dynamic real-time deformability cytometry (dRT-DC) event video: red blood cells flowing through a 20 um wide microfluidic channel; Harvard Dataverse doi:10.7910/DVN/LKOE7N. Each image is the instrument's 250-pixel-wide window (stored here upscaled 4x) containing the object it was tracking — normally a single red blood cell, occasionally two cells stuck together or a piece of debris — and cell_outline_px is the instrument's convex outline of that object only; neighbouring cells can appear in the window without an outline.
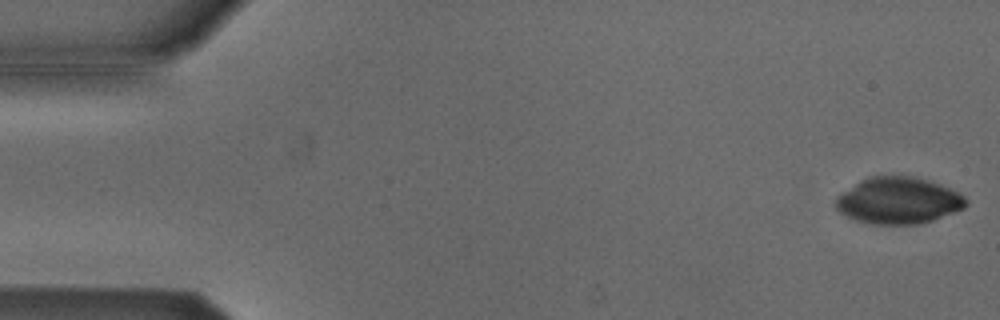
{"species": "Egyptian fruit bat (a non-hibernating species)", "species_latin": "Rousettus aegyptiacus", "temperature_condition": "cold", "stored_images_in_passage": 53, "camera_frame_rate_fps": 3000, "um_per_image_px": 0.085, "animal": {"sex": "male"}, "frame": {"image": 1, "passage_image": 1, "time_ms": 0.0, "image_size_px": [1000, 320], "cell_outline_px": [[968, 204], [964, 208], [932, 220], [920, 224], [872, 224], [856, 220], [840, 212], [836, 208], [836, 196], [856, 184], [872, 176], [908, 176], [928, 180], [940, 184], [964, 196], [968, 200]], "centroid_in_image_um": [76.38, 17.06], "position_along_channel_um": 8.6, "area_um2": 34.85}}
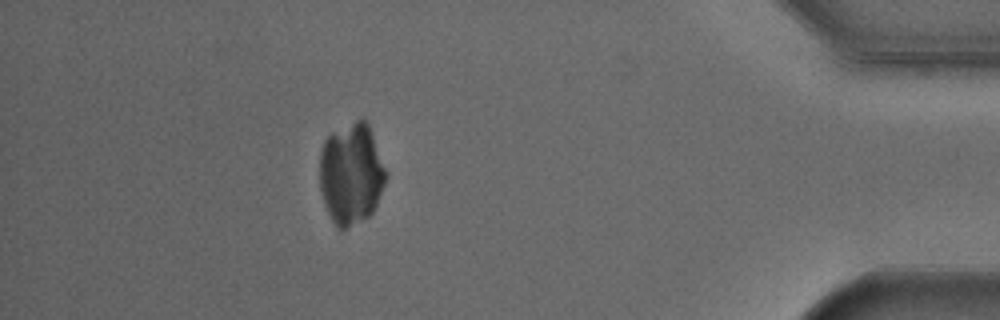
{"frame": {"image": 2, "passage_image": 47, "time_ms": 15.333, "image_size_px": [1000, 320], "cell_outline_px": [[388, 176], [376, 204], [372, 212], [368, 216], [348, 228], [336, 228], [324, 204], [320, 188], [320, 152], [324, 140], [332, 132], [356, 120], [364, 120], [368, 124], [388, 172]], "centroid_in_image_um": [29.85, 14.78], "position_along_channel_um": 405.3, "area_um2": 39.13}}